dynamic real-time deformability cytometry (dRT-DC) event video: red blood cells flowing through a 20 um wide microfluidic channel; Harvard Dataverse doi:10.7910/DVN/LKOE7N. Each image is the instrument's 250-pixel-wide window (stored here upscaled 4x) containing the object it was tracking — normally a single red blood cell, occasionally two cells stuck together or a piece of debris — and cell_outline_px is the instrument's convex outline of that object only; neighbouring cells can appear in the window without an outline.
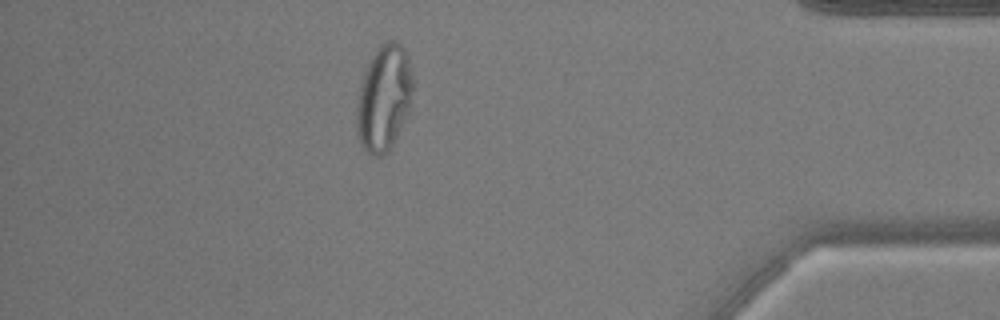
{"species": "common noctule bat (a hibernating species)", "species_latin": "Nyctalus noctula", "temperature_condition": "warm", "stored_images_in_passage": 41, "camera_frame_rate_fps": 3000, "um_per_image_px": 0.085, "animal": {"sex": "male", "body_mass_g": 17.9, "forearm_length_mm": 54.2}, "frame": {"image": 1, "passage_image": 35, "time_ms": 11.333, "image_size_px": [1000, 320], "cell_outline_px": [[412, 92], [408, 112], [388, 152], [380, 156], [372, 156], [360, 144], [356, 132], [356, 104], [360, 84], [364, 72], [376, 48], [384, 40], [396, 40], [404, 48], [408, 56], [412, 76]], "centroid_in_image_um": [32.61, 8.31], "position_along_channel_um": 402.6, "area_um2": 34.8}}